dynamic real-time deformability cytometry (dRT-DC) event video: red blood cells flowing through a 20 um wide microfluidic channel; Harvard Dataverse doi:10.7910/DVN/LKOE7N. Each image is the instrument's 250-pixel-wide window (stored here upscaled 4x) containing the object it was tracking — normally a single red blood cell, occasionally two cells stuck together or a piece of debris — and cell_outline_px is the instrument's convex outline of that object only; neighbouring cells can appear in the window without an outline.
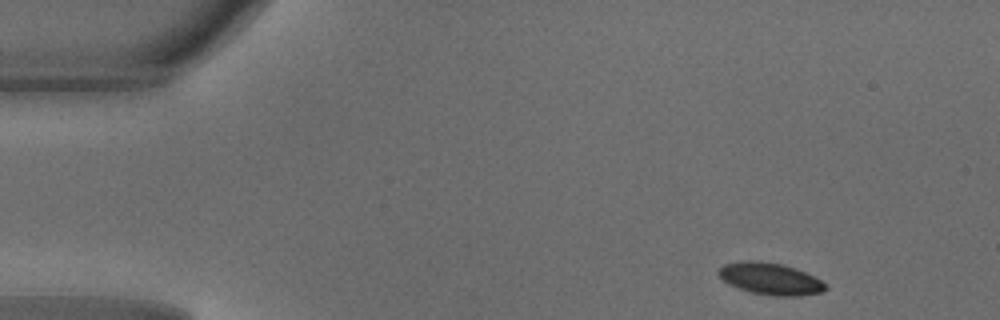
{"species": "common noctule bat (a hibernating species)", "species_latin": "Nyctalus noctula", "temperature_condition": "warm", "stored_images_in_passage": 45, "camera_frame_rate_fps": 3000, "um_per_image_px": 0.085, "animal": {"sex": "male", "body_mass_g": 18.8}, "frame": {"image": 1, "passage_image": 2, "time_ms": 0.333, "image_size_px": [1000, 320], "cell_outline_px": [[828, 288], [820, 292], [800, 296], [776, 296], [752, 292], [728, 284], [716, 272], [724, 264], [740, 260], [756, 260], [780, 264], [804, 272], [820, 280]], "centroid_in_image_um": [65.43, 23.69], "position_along_channel_um": 19.6, "area_um2": 19.54}}
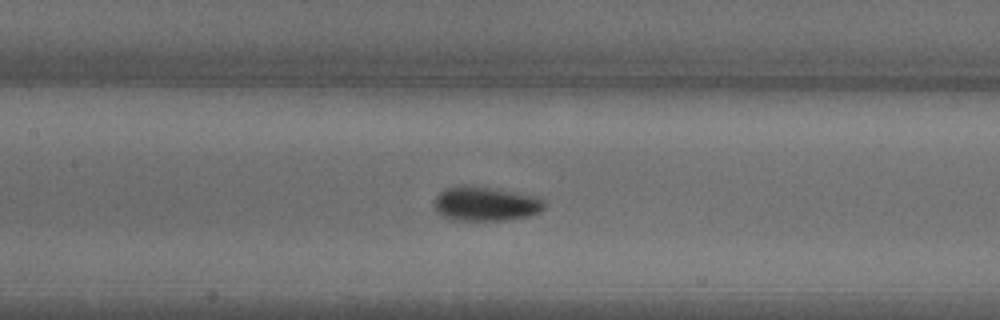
{"frame": {"image": 2, "passage_image": 19, "time_ms": 6.0, "image_size_px": [1000, 320], "cell_outline_px": [[544, 208], [540, 212], [532, 216], [504, 220], [448, 220], [436, 212], [436, 196], [444, 188], [488, 188], [516, 192], [536, 196], [544, 200]], "centroid_in_image_um": [41.32, 17.37], "position_along_channel_um": 166.1, "area_um2": 21.5}}
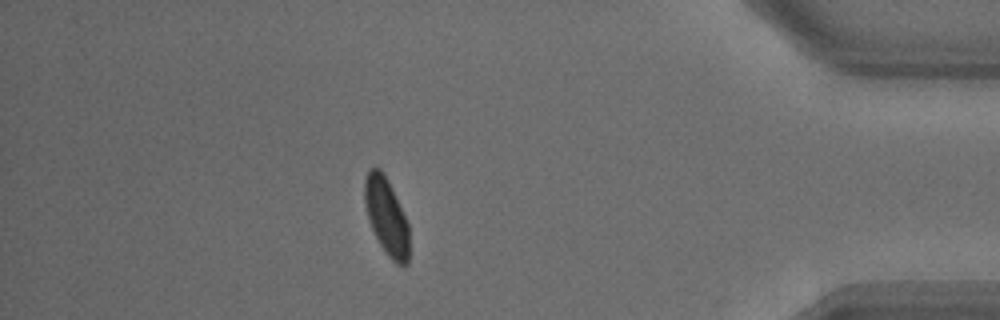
{"frame": {"image": 3, "passage_image": 39, "time_ms": 12.667, "image_size_px": [1000, 320], "cell_outline_px": [[408, 264], [404, 268], [396, 264], [388, 256], [380, 244], [372, 228], [364, 204], [364, 180], [368, 172], [372, 168], [380, 168], [384, 172], [392, 188], [408, 224]], "centroid_in_image_um": [32.85, 18.41], "position_along_channel_um": 402.4, "area_um2": 19.83}, "authors_computed_cell_mechanics": {"area_um2": 20.2878, "velocity_mm_per_s": 4.1587, "shape_relaxation_time_tau1_ms": 2.1895, "shape_relaxation_time_tau2_ms": null, "deformation_change_tau1": 0.1012, "deformation_change_tau2": null}}